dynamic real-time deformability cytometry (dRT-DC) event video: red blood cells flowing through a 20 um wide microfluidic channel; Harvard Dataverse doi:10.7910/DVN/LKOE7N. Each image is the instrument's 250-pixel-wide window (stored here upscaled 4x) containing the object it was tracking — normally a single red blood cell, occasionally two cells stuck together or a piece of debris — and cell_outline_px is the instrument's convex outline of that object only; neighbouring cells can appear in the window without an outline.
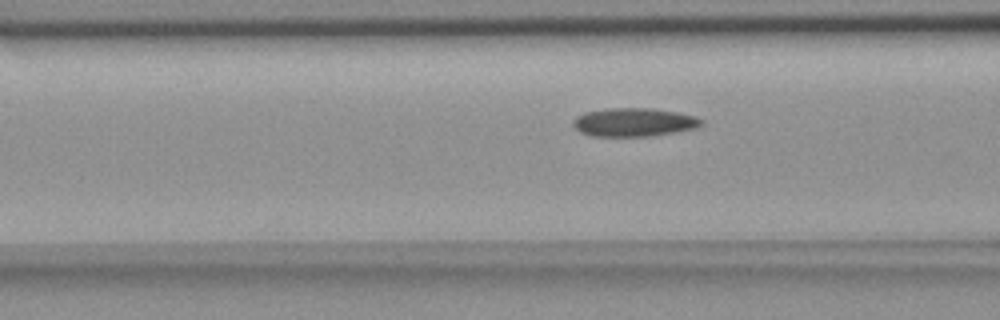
{"species": "common noctule bat (a hibernating species)", "species_latin": "Nyctalus noctula", "temperature_condition": "room temperature", "stored_images_in_passage": 14, "camera_frame_rate_fps": 3000, "um_per_image_px": 0.085, "animal": {"sex": "female", "body_mass_g": 18.4}, "frame": {"image": 1, "passage_image": 14, "time_ms": 4.333, "image_size_px": [1000, 320], "cell_outline_px": [[704, 124], [696, 128], [648, 136], [592, 136], [580, 132], [572, 124], [572, 120], [576, 116], [584, 112], [608, 108], [652, 108], [676, 112], [696, 116], [704, 120]], "centroid_in_image_um": [53.87, 10.38], "position_along_channel_um": 112.7, "area_um2": 21.33}}